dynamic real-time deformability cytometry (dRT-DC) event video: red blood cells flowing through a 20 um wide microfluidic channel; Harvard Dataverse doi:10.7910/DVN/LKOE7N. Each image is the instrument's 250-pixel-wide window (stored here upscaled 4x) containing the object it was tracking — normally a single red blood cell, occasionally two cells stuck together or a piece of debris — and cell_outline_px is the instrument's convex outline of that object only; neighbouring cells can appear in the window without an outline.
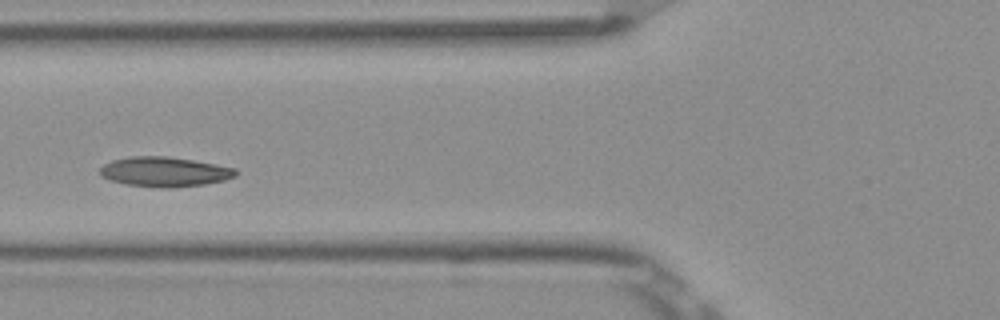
{"species": "Egyptian fruit bat (a non-hibernating species)", "species_latin": "Rousettus aegyptiacus", "temperature_condition": "room temperature", "stored_images_in_passage": 7, "camera_frame_rate_fps": 3000, "um_per_image_px": 0.085, "frame": {"image": 1, "passage_image": 3, "time_ms": 0.667, "image_size_px": [1000, 320], "cell_outline_px": [[236, 176], [224, 180], [204, 184], [172, 188], [160, 188], [128, 184], [108, 180], [100, 176], [100, 168], [104, 164], [112, 160], [132, 156], [168, 156], [192, 160], [236, 168]], "centroid_in_image_um": [13.96, 14.6], "position_along_channel_um": 111.8, "area_um2": 23.52}}
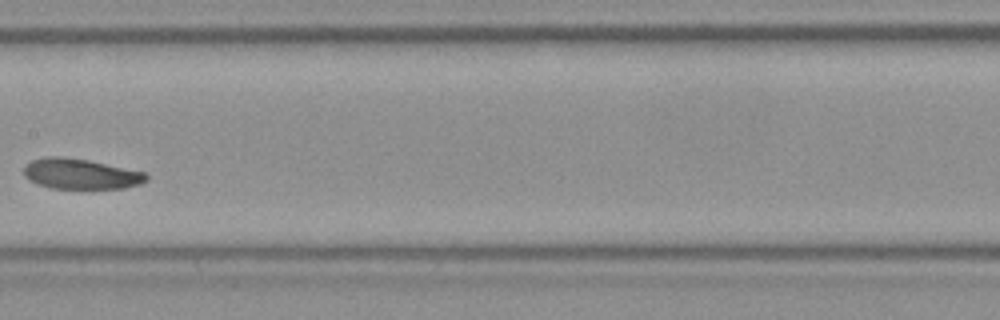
{"frame": {"image": 2, "passage_image": 5, "time_ms": 1.333, "image_size_px": [1000, 320], "cell_outline_px": [[148, 180], [140, 184], [124, 188], [52, 188], [36, 184], [24, 176], [24, 168], [32, 160], [44, 156], [64, 156], [88, 160], [148, 172]], "centroid_in_image_um": [6.89, 14.77], "position_along_channel_um": 200.5, "area_um2": 21.85}}
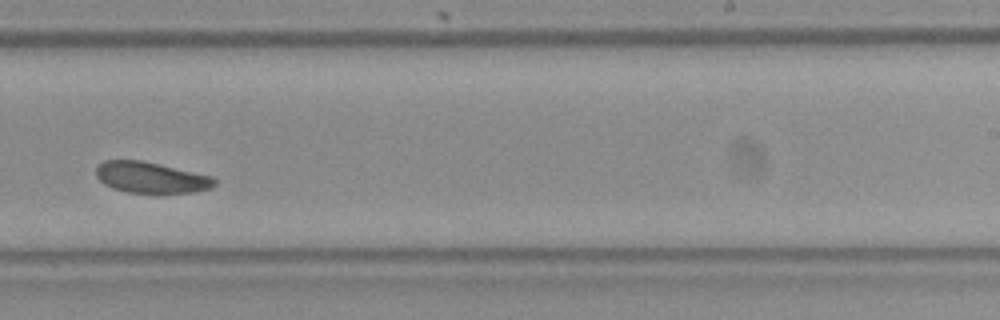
{"frame": {"image": 3, "passage_image": 7, "time_ms": 2.0, "image_size_px": [1000, 320], "cell_outline_px": [[216, 184], [212, 188], [196, 192], [128, 192], [112, 188], [104, 184], [96, 176], [96, 168], [104, 160], [140, 160], [212, 176], [216, 180]], "centroid_in_image_um": [12.83, 15.08], "position_along_channel_um": 276.2, "area_um2": 21.15}}